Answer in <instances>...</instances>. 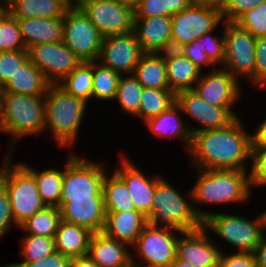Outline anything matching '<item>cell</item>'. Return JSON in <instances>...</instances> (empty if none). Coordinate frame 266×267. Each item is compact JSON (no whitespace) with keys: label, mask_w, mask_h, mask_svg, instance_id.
<instances>
[{"label":"cell","mask_w":266,"mask_h":267,"mask_svg":"<svg viewBox=\"0 0 266 267\" xmlns=\"http://www.w3.org/2000/svg\"><path fill=\"white\" fill-rule=\"evenodd\" d=\"M252 253L255 258L256 267H266V227L263 231L258 246Z\"/></svg>","instance_id":"obj_52"},{"label":"cell","mask_w":266,"mask_h":267,"mask_svg":"<svg viewBox=\"0 0 266 267\" xmlns=\"http://www.w3.org/2000/svg\"><path fill=\"white\" fill-rule=\"evenodd\" d=\"M57 85L66 93L90 104L93 88V62H81Z\"/></svg>","instance_id":"obj_33"},{"label":"cell","mask_w":266,"mask_h":267,"mask_svg":"<svg viewBox=\"0 0 266 267\" xmlns=\"http://www.w3.org/2000/svg\"><path fill=\"white\" fill-rule=\"evenodd\" d=\"M84 0H70L73 6H79Z\"/></svg>","instance_id":"obj_57"},{"label":"cell","mask_w":266,"mask_h":267,"mask_svg":"<svg viewBox=\"0 0 266 267\" xmlns=\"http://www.w3.org/2000/svg\"><path fill=\"white\" fill-rule=\"evenodd\" d=\"M142 91L143 86L133 74L121 75L114 100L119 103L122 112L135 117L139 112Z\"/></svg>","instance_id":"obj_36"},{"label":"cell","mask_w":266,"mask_h":267,"mask_svg":"<svg viewBox=\"0 0 266 267\" xmlns=\"http://www.w3.org/2000/svg\"><path fill=\"white\" fill-rule=\"evenodd\" d=\"M92 233L86 227L61 220L54 237L55 249L70 258L86 256Z\"/></svg>","instance_id":"obj_27"},{"label":"cell","mask_w":266,"mask_h":267,"mask_svg":"<svg viewBox=\"0 0 266 267\" xmlns=\"http://www.w3.org/2000/svg\"><path fill=\"white\" fill-rule=\"evenodd\" d=\"M4 155L0 183L8 192L13 220L19 227L46 205L41 200L35 177L20 162L14 161L13 154Z\"/></svg>","instance_id":"obj_6"},{"label":"cell","mask_w":266,"mask_h":267,"mask_svg":"<svg viewBox=\"0 0 266 267\" xmlns=\"http://www.w3.org/2000/svg\"><path fill=\"white\" fill-rule=\"evenodd\" d=\"M176 103L181 111L191 119L193 124H187L191 134L209 129H220L231 124L240 114L233 107H219L201 98L194 90H184L176 93ZM199 124V125H197Z\"/></svg>","instance_id":"obj_13"},{"label":"cell","mask_w":266,"mask_h":267,"mask_svg":"<svg viewBox=\"0 0 266 267\" xmlns=\"http://www.w3.org/2000/svg\"><path fill=\"white\" fill-rule=\"evenodd\" d=\"M167 79L170 90L175 94L184 90H193L202 71L179 50L164 52Z\"/></svg>","instance_id":"obj_26"},{"label":"cell","mask_w":266,"mask_h":267,"mask_svg":"<svg viewBox=\"0 0 266 267\" xmlns=\"http://www.w3.org/2000/svg\"><path fill=\"white\" fill-rule=\"evenodd\" d=\"M69 7L60 0H14L6 10L17 20L64 17Z\"/></svg>","instance_id":"obj_30"},{"label":"cell","mask_w":266,"mask_h":267,"mask_svg":"<svg viewBox=\"0 0 266 267\" xmlns=\"http://www.w3.org/2000/svg\"><path fill=\"white\" fill-rule=\"evenodd\" d=\"M2 94H3V87L0 85V113H1Z\"/></svg>","instance_id":"obj_60"},{"label":"cell","mask_w":266,"mask_h":267,"mask_svg":"<svg viewBox=\"0 0 266 267\" xmlns=\"http://www.w3.org/2000/svg\"><path fill=\"white\" fill-rule=\"evenodd\" d=\"M71 258L60 252H53L43 259L32 262L8 263L9 267H69Z\"/></svg>","instance_id":"obj_50"},{"label":"cell","mask_w":266,"mask_h":267,"mask_svg":"<svg viewBox=\"0 0 266 267\" xmlns=\"http://www.w3.org/2000/svg\"><path fill=\"white\" fill-rule=\"evenodd\" d=\"M225 59L223 68L239 82H250L254 87L256 37L234 22L223 21ZM243 77V78H242Z\"/></svg>","instance_id":"obj_10"},{"label":"cell","mask_w":266,"mask_h":267,"mask_svg":"<svg viewBox=\"0 0 266 267\" xmlns=\"http://www.w3.org/2000/svg\"><path fill=\"white\" fill-rule=\"evenodd\" d=\"M60 1L64 2L69 8L74 7V6L70 3V0H60Z\"/></svg>","instance_id":"obj_61"},{"label":"cell","mask_w":266,"mask_h":267,"mask_svg":"<svg viewBox=\"0 0 266 267\" xmlns=\"http://www.w3.org/2000/svg\"><path fill=\"white\" fill-rule=\"evenodd\" d=\"M234 23L256 38L266 36V2L245 12Z\"/></svg>","instance_id":"obj_41"},{"label":"cell","mask_w":266,"mask_h":267,"mask_svg":"<svg viewBox=\"0 0 266 267\" xmlns=\"http://www.w3.org/2000/svg\"><path fill=\"white\" fill-rule=\"evenodd\" d=\"M69 267H98L88 255L71 258Z\"/></svg>","instance_id":"obj_53"},{"label":"cell","mask_w":266,"mask_h":267,"mask_svg":"<svg viewBox=\"0 0 266 267\" xmlns=\"http://www.w3.org/2000/svg\"><path fill=\"white\" fill-rule=\"evenodd\" d=\"M189 0H137L134 5V18L169 16L189 7Z\"/></svg>","instance_id":"obj_38"},{"label":"cell","mask_w":266,"mask_h":267,"mask_svg":"<svg viewBox=\"0 0 266 267\" xmlns=\"http://www.w3.org/2000/svg\"><path fill=\"white\" fill-rule=\"evenodd\" d=\"M182 111L179 105L175 102L164 112H161L158 116L146 120L144 125L158 138H177L180 142L184 143L186 151H189L191 144V132L185 122L184 116H181ZM183 118V119H182Z\"/></svg>","instance_id":"obj_23"},{"label":"cell","mask_w":266,"mask_h":267,"mask_svg":"<svg viewBox=\"0 0 266 267\" xmlns=\"http://www.w3.org/2000/svg\"><path fill=\"white\" fill-rule=\"evenodd\" d=\"M133 32L144 53H163L171 49V17L134 18Z\"/></svg>","instance_id":"obj_21"},{"label":"cell","mask_w":266,"mask_h":267,"mask_svg":"<svg viewBox=\"0 0 266 267\" xmlns=\"http://www.w3.org/2000/svg\"><path fill=\"white\" fill-rule=\"evenodd\" d=\"M220 25H223V21L213 31L197 38V41L202 43L204 53L208 55L217 67H222L225 59L223 29L221 30V34L215 33L214 35L216 29L221 27Z\"/></svg>","instance_id":"obj_42"},{"label":"cell","mask_w":266,"mask_h":267,"mask_svg":"<svg viewBox=\"0 0 266 267\" xmlns=\"http://www.w3.org/2000/svg\"><path fill=\"white\" fill-rule=\"evenodd\" d=\"M20 243L19 256L23 260L21 262H32L43 259L56 251L54 237L26 234L22 237Z\"/></svg>","instance_id":"obj_40"},{"label":"cell","mask_w":266,"mask_h":267,"mask_svg":"<svg viewBox=\"0 0 266 267\" xmlns=\"http://www.w3.org/2000/svg\"><path fill=\"white\" fill-rule=\"evenodd\" d=\"M118 1H122V2H125V3H128L132 6H134L137 2V0H118Z\"/></svg>","instance_id":"obj_58"},{"label":"cell","mask_w":266,"mask_h":267,"mask_svg":"<svg viewBox=\"0 0 266 267\" xmlns=\"http://www.w3.org/2000/svg\"><path fill=\"white\" fill-rule=\"evenodd\" d=\"M29 60L51 85L59 84L81 61L63 43H42L27 49Z\"/></svg>","instance_id":"obj_15"},{"label":"cell","mask_w":266,"mask_h":267,"mask_svg":"<svg viewBox=\"0 0 266 267\" xmlns=\"http://www.w3.org/2000/svg\"><path fill=\"white\" fill-rule=\"evenodd\" d=\"M50 85L44 74L28 60L3 86V92L45 96Z\"/></svg>","instance_id":"obj_28"},{"label":"cell","mask_w":266,"mask_h":267,"mask_svg":"<svg viewBox=\"0 0 266 267\" xmlns=\"http://www.w3.org/2000/svg\"><path fill=\"white\" fill-rule=\"evenodd\" d=\"M87 255L98 267H124L131 261V247L96 232L91 235Z\"/></svg>","instance_id":"obj_22"},{"label":"cell","mask_w":266,"mask_h":267,"mask_svg":"<svg viewBox=\"0 0 266 267\" xmlns=\"http://www.w3.org/2000/svg\"><path fill=\"white\" fill-rule=\"evenodd\" d=\"M72 148L64 165L60 198L103 196V180L109 169L106 163L91 162ZM108 171V172H107Z\"/></svg>","instance_id":"obj_8"},{"label":"cell","mask_w":266,"mask_h":267,"mask_svg":"<svg viewBox=\"0 0 266 267\" xmlns=\"http://www.w3.org/2000/svg\"><path fill=\"white\" fill-rule=\"evenodd\" d=\"M60 221V209L54 206H45L23 222L18 229L29 235L55 237Z\"/></svg>","instance_id":"obj_35"},{"label":"cell","mask_w":266,"mask_h":267,"mask_svg":"<svg viewBox=\"0 0 266 267\" xmlns=\"http://www.w3.org/2000/svg\"><path fill=\"white\" fill-rule=\"evenodd\" d=\"M124 267H142L141 265L139 264H136V263H133L132 261H130L126 266Z\"/></svg>","instance_id":"obj_59"},{"label":"cell","mask_w":266,"mask_h":267,"mask_svg":"<svg viewBox=\"0 0 266 267\" xmlns=\"http://www.w3.org/2000/svg\"><path fill=\"white\" fill-rule=\"evenodd\" d=\"M165 176L155 187L151 217L148 223L153 226L168 227L179 231H194L203 227V220L194 209L190 189L184 195ZM189 199V200H188Z\"/></svg>","instance_id":"obj_5"},{"label":"cell","mask_w":266,"mask_h":267,"mask_svg":"<svg viewBox=\"0 0 266 267\" xmlns=\"http://www.w3.org/2000/svg\"><path fill=\"white\" fill-rule=\"evenodd\" d=\"M176 102V94L170 89H152L143 87L138 114L134 117L145 122L158 116Z\"/></svg>","instance_id":"obj_34"},{"label":"cell","mask_w":266,"mask_h":267,"mask_svg":"<svg viewBox=\"0 0 266 267\" xmlns=\"http://www.w3.org/2000/svg\"><path fill=\"white\" fill-rule=\"evenodd\" d=\"M147 224V217L137 210L106 212L103 232L108 237L123 241L131 247Z\"/></svg>","instance_id":"obj_24"},{"label":"cell","mask_w":266,"mask_h":267,"mask_svg":"<svg viewBox=\"0 0 266 267\" xmlns=\"http://www.w3.org/2000/svg\"><path fill=\"white\" fill-rule=\"evenodd\" d=\"M266 0H224L221 15L225 22H235L242 14L265 3Z\"/></svg>","instance_id":"obj_44"},{"label":"cell","mask_w":266,"mask_h":267,"mask_svg":"<svg viewBox=\"0 0 266 267\" xmlns=\"http://www.w3.org/2000/svg\"><path fill=\"white\" fill-rule=\"evenodd\" d=\"M27 50L18 20L6 9L0 11V52Z\"/></svg>","instance_id":"obj_39"},{"label":"cell","mask_w":266,"mask_h":267,"mask_svg":"<svg viewBox=\"0 0 266 267\" xmlns=\"http://www.w3.org/2000/svg\"><path fill=\"white\" fill-rule=\"evenodd\" d=\"M61 220L88 228L91 232H103L106 211L103 196L91 198H60Z\"/></svg>","instance_id":"obj_20"},{"label":"cell","mask_w":266,"mask_h":267,"mask_svg":"<svg viewBox=\"0 0 266 267\" xmlns=\"http://www.w3.org/2000/svg\"><path fill=\"white\" fill-rule=\"evenodd\" d=\"M182 233L148 223L131 246V261L142 267H170L176 259V245Z\"/></svg>","instance_id":"obj_9"},{"label":"cell","mask_w":266,"mask_h":267,"mask_svg":"<svg viewBox=\"0 0 266 267\" xmlns=\"http://www.w3.org/2000/svg\"><path fill=\"white\" fill-rule=\"evenodd\" d=\"M144 54L133 31L103 37L97 62L121 75L132 74Z\"/></svg>","instance_id":"obj_17"},{"label":"cell","mask_w":266,"mask_h":267,"mask_svg":"<svg viewBox=\"0 0 266 267\" xmlns=\"http://www.w3.org/2000/svg\"><path fill=\"white\" fill-rule=\"evenodd\" d=\"M79 7L103 37L133 31L134 6L118 0H84Z\"/></svg>","instance_id":"obj_14"},{"label":"cell","mask_w":266,"mask_h":267,"mask_svg":"<svg viewBox=\"0 0 266 267\" xmlns=\"http://www.w3.org/2000/svg\"><path fill=\"white\" fill-rule=\"evenodd\" d=\"M249 167L251 188L266 187V151H252Z\"/></svg>","instance_id":"obj_47"},{"label":"cell","mask_w":266,"mask_h":267,"mask_svg":"<svg viewBox=\"0 0 266 267\" xmlns=\"http://www.w3.org/2000/svg\"><path fill=\"white\" fill-rule=\"evenodd\" d=\"M19 228L14 220L10 206V199L5 187L0 183V239L13 227Z\"/></svg>","instance_id":"obj_48"},{"label":"cell","mask_w":266,"mask_h":267,"mask_svg":"<svg viewBox=\"0 0 266 267\" xmlns=\"http://www.w3.org/2000/svg\"><path fill=\"white\" fill-rule=\"evenodd\" d=\"M255 219L238 213L214 212L203 220V228L224 240L234 252H253L266 227L264 212ZM241 215V216H240ZM250 218V219H249ZM230 244V245H229ZM235 247V248H234Z\"/></svg>","instance_id":"obj_7"},{"label":"cell","mask_w":266,"mask_h":267,"mask_svg":"<svg viewBox=\"0 0 266 267\" xmlns=\"http://www.w3.org/2000/svg\"><path fill=\"white\" fill-rule=\"evenodd\" d=\"M207 72H202L193 90L212 105L235 107L244 94L241 82L223 67Z\"/></svg>","instance_id":"obj_16"},{"label":"cell","mask_w":266,"mask_h":267,"mask_svg":"<svg viewBox=\"0 0 266 267\" xmlns=\"http://www.w3.org/2000/svg\"><path fill=\"white\" fill-rule=\"evenodd\" d=\"M170 267H193L192 265H190L187 261L184 260H180V259H175L172 264L170 265Z\"/></svg>","instance_id":"obj_55"},{"label":"cell","mask_w":266,"mask_h":267,"mask_svg":"<svg viewBox=\"0 0 266 267\" xmlns=\"http://www.w3.org/2000/svg\"><path fill=\"white\" fill-rule=\"evenodd\" d=\"M45 102L44 132L51 134L58 148L70 149L77 144L79 131L89 104L82 99L66 93L58 85H50ZM71 147V148H70Z\"/></svg>","instance_id":"obj_3"},{"label":"cell","mask_w":266,"mask_h":267,"mask_svg":"<svg viewBox=\"0 0 266 267\" xmlns=\"http://www.w3.org/2000/svg\"><path fill=\"white\" fill-rule=\"evenodd\" d=\"M242 118L239 116L231 124L220 129L193 133L188 151L189 164L195 169H250L247 167L251 166V134L246 131Z\"/></svg>","instance_id":"obj_1"},{"label":"cell","mask_w":266,"mask_h":267,"mask_svg":"<svg viewBox=\"0 0 266 267\" xmlns=\"http://www.w3.org/2000/svg\"><path fill=\"white\" fill-rule=\"evenodd\" d=\"M192 6H203L216 9H222L224 0H189Z\"/></svg>","instance_id":"obj_54"},{"label":"cell","mask_w":266,"mask_h":267,"mask_svg":"<svg viewBox=\"0 0 266 267\" xmlns=\"http://www.w3.org/2000/svg\"><path fill=\"white\" fill-rule=\"evenodd\" d=\"M36 179L38 192L46 206L58 207L60 205L61 189L64 176L63 169L50 167L42 171L34 169L29 164L20 162Z\"/></svg>","instance_id":"obj_31"},{"label":"cell","mask_w":266,"mask_h":267,"mask_svg":"<svg viewBox=\"0 0 266 267\" xmlns=\"http://www.w3.org/2000/svg\"><path fill=\"white\" fill-rule=\"evenodd\" d=\"M103 36L79 6L69 8L64 16L63 43L81 62L97 61Z\"/></svg>","instance_id":"obj_11"},{"label":"cell","mask_w":266,"mask_h":267,"mask_svg":"<svg viewBox=\"0 0 266 267\" xmlns=\"http://www.w3.org/2000/svg\"><path fill=\"white\" fill-rule=\"evenodd\" d=\"M45 127V102L44 96L16 94L3 92L0 133L9 135L8 150L12 154V145L17 140L28 136L37 137L44 133ZM12 149V151H11ZM12 152V153H11Z\"/></svg>","instance_id":"obj_4"},{"label":"cell","mask_w":266,"mask_h":267,"mask_svg":"<svg viewBox=\"0 0 266 267\" xmlns=\"http://www.w3.org/2000/svg\"><path fill=\"white\" fill-rule=\"evenodd\" d=\"M195 171L196 179L190 191L194 209L202 220L213 213L204 208V206L209 207V204L216 207L249 204L248 201L253 194L249 170L196 169ZM199 205H203L204 209Z\"/></svg>","instance_id":"obj_2"},{"label":"cell","mask_w":266,"mask_h":267,"mask_svg":"<svg viewBox=\"0 0 266 267\" xmlns=\"http://www.w3.org/2000/svg\"><path fill=\"white\" fill-rule=\"evenodd\" d=\"M28 60L27 50L0 52V85L3 87Z\"/></svg>","instance_id":"obj_43"},{"label":"cell","mask_w":266,"mask_h":267,"mask_svg":"<svg viewBox=\"0 0 266 267\" xmlns=\"http://www.w3.org/2000/svg\"><path fill=\"white\" fill-rule=\"evenodd\" d=\"M103 198L106 212L136 210L127 186L114 172L104 177Z\"/></svg>","instance_id":"obj_32"},{"label":"cell","mask_w":266,"mask_h":267,"mask_svg":"<svg viewBox=\"0 0 266 267\" xmlns=\"http://www.w3.org/2000/svg\"><path fill=\"white\" fill-rule=\"evenodd\" d=\"M258 123L253 133L250 132L252 151H266V118Z\"/></svg>","instance_id":"obj_51"},{"label":"cell","mask_w":266,"mask_h":267,"mask_svg":"<svg viewBox=\"0 0 266 267\" xmlns=\"http://www.w3.org/2000/svg\"><path fill=\"white\" fill-rule=\"evenodd\" d=\"M264 215H265V222H266V209L263 210Z\"/></svg>","instance_id":"obj_62"},{"label":"cell","mask_w":266,"mask_h":267,"mask_svg":"<svg viewBox=\"0 0 266 267\" xmlns=\"http://www.w3.org/2000/svg\"><path fill=\"white\" fill-rule=\"evenodd\" d=\"M221 252L219 267H256L252 252ZM228 253V254H227Z\"/></svg>","instance_id":"obj_49"},{"label":"cell","mask_w":266,"mask_h":267,"mask_svg":"<svg viewBox=\"0 0 266 267\" xmlns=\"http://www.w3.org/2000/svg\"><path fill=\"white\" fill-rule=\"evenodd\" d=\"M254 87H266V36L256 38L255 44Z\"/></svg>","instance_id":"obj_45"},{"label":"cell","mask_w":266,"mask_h":267,"mask_svg":"<svg viewBox=\"0 0 266 267\" xmlns=\"http://www.w3.org/2000/svg\"><path fill=\"white\" fill-rule=\"evenodd\" d=\"M178 50L190 59L202 72L206 68H210V70L217 68L208 55L204 53L202 43L198 42L197 39L192 40L189 44L183 45Z\"/></svg>","instance_id":"obj_46"},{"label":"cell","mask_w":266,"mask_h":267,"mask_svg":"<svg viewBox=\"0 0 266 267\" xmlns=\"http://www.w3.org/2000/svg\"><path fill=\"white\" fill-rule=\"evenodd\" d=\"M203 227L183 232L177 241L176 258L187 261L193 267H219L224 250Z\"/></svg>","instance_id":"obj_19"},{"label":"cell","mask_w":266,"mask_h":267,"mask_svg":"<svg viewBox=\"0 0 266 267\" xmlns=\"http://www.w3.org/2000/svg\"><path fill=\"white\" fill-rule=\"evenodd\" d=\"M133 76L146 88L170 89L163 53H144L136 65Z\"/></svg>","instance_id":"obj_29"},{"label":"cell","mask_w":266,"mask_h":267,"mask_svg":"<svg viewBox=\"0 0 266 267\" xmlns=\"http://www.w3.org/2000/svg\"><path fill=\"white\" fill-rule=\"evenodd\" d=\"M14 0H0V9H6ZM3 2V3H2Z\"/></svg>","instance_id":"obj_56"},{"label":"cell","mask_w":266,"mask_h":267,"mask_svg":"<svg viewBox=\"0 0 266 267\" xmlns=\"http://www.w3.org/2000/svg\"><path fill=\"white\" fill-rule=\"evenodd\" d=\"M120 165L113 171L127 186L131 200L137 211L143 213L147 220L151 217V207L157 181L163 176L146 175L126 154L121 153ZM120 166V167H119ZM144 172V173H143Z\"/></svg>","instance_id":"obj_18"},{"label":"cell","mask_w":266,"mask_h":267,"mask_svg":"<svg viewBox=\"0 0 266 267\" xmlns=\"http://www.w3.org/2000/svg\"><path fill=\"white\" fill-rule=\"evenodd\" d=\"M121 74L93 61L92 100L114 101Z\"/></svg>","instance_id":"obj_37"},{"label":"cell","mask_w":266,"mask_h":267,"mask_svg":"<svg viewBox=\"0 0 266 267\" xmlns=\"http://www.w3.org/2000/svg\"><path fill=\"white\" fill-rule=\"evenodd\" d=\"M221 9L192 6L171 16V49L178 50L213 31L222 22Z\"/></svg>","instance_id":"obj_12"},{"label":"cell","mask_w":266,"mask_h":267,"mask_svg":"<svg viewBox=\"0 0 266 267\" xmlns=\"http://www.w3.org/2000/svg\"><path fill=\"white\" fill-rule=\"evenodd\" d=\"M18 24L26 49L63 41L64 17L18 19Z\"/></svg>","instance_id":"obj_25"}]
</instances>
